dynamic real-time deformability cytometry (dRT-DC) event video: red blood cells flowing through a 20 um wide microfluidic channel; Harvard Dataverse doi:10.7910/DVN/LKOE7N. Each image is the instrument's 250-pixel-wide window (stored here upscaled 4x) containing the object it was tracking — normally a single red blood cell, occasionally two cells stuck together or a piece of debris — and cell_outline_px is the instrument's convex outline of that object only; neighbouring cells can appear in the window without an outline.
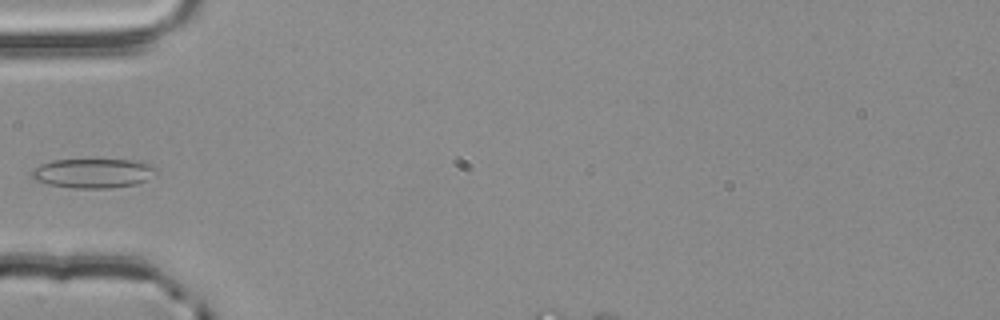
{"species": "common noctule bat (a hibernating species)", "species_latin": "Nyctalus noctula", "temperature_condition": "room temperature", "stored_images_in_passage": 5, "segment_of_instrument_passage": [1, 2], "camera_frame_rate_fps": 3000, "um_per_image_px": 0.085, "animal": {"sex": "male", "body_mass_g": 20.4}, "frame": {"image": 1, "passage_image": 4, "time_ms": 1.0, "image_size_px": [1000, 320], "cell_outline_px": [[160, 168], [156, 172], [144, 180], [136, 184], [112, 188], [72, 188], [48, 184], [32, 180], [28, 172], [40, 164], [52, 160], [136, 160], [152, 164]], "centroid_in_image_um": [7.87, 14.72], "position_along_channel_um": 77.1, "area_um2": 21.62}}